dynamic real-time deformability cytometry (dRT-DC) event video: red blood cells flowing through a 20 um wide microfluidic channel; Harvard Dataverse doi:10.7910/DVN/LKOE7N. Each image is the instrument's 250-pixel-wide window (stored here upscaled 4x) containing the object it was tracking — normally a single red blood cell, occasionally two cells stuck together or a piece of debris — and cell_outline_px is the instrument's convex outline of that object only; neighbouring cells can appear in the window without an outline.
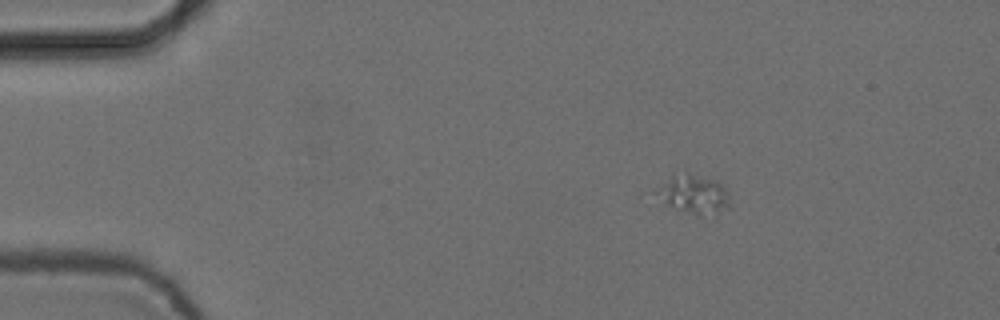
{"species": "common noctule bat (a hibernating species)", "species_latin": "Nyctalus noctula", "temperature_condition": "cold", "stored_images_in_passage": 4, "camera_frame_rate_fps": 3000, "um_per_image_px": 0.085, "animal": {"sex": "female", "body_mass_g": 24.6, "forearm_length_mm": 56.2}, "frame": {"image": 1, "passage_image": 2, "time_ms": 0.333, "image_size_px": [1000, 320], "cell_outline_px": [[728, 208], [716, 212], [692, 212], [668, 204], [652, 192], [672, 176], [688, 172], [716, 180], [724, 184], [728, 196]], "centroid_in_image_um": [58.98, 16.43], "position_along_channel_um": 26.0, "area_um2": 15.61}}
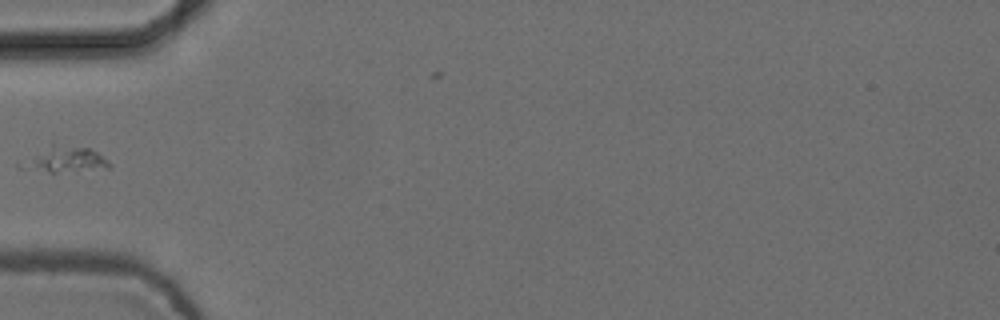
{"frame": {"image": 2, "passage_image": 4, "time_ms": 1.0, "image_size_px": [1000, 320], "cell_outline_px": [[112, 164], [108, 168], [56, 172], [48, 172], [16, 168], [16, 164], [52, 140], [88, 148], [96, 152], [108, 160]], "centroid_in_image_um": [5.38, 13.5], "position_along_channel_um": 79.6, "area_um2": 14.05}}